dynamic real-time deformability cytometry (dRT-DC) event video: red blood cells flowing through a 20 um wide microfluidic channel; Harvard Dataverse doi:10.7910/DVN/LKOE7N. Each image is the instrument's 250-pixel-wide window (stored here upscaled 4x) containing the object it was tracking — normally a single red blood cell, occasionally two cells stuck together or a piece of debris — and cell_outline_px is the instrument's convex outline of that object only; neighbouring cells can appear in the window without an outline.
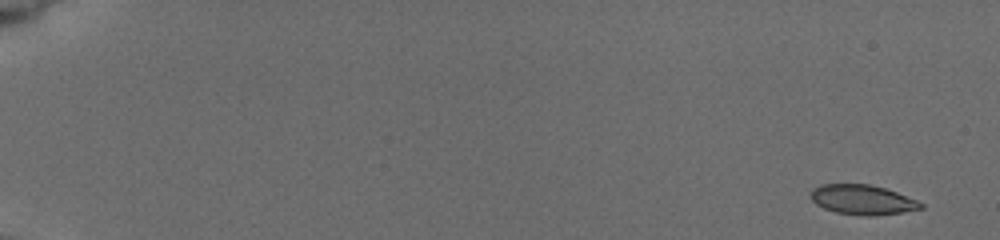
{"species": "common noctule bat (a hibernating species)", "species_latin": "Nyctalus noctula", "temperature_condition": "cold", "stored_images_in_passage": 7, "camera_frame_rate_fps": 3000, "um_per_image_px": 0.085, "animal": {"sex": "female", "body_mass_g": 19.5, "forearm_length_mm": 54.1}, "frame": {"image": 1, "passage_image": 1, "time_ms": 0.0, "image_size_px": [1000, 240], "cell_outline_px": [[924, 208], [900, 212], [872, 216], [864, 216], [836, 212], [824, 208], [816, 204], [812, 200], [812, 188], [820, 184], [868, 184], [884, 188], [896, 192], [916, 200], [924, 204]], "centroid_in_image_um": [73.3, 16.97], "position_along_channel_um": 11.7, "area_um2": 18.9}}